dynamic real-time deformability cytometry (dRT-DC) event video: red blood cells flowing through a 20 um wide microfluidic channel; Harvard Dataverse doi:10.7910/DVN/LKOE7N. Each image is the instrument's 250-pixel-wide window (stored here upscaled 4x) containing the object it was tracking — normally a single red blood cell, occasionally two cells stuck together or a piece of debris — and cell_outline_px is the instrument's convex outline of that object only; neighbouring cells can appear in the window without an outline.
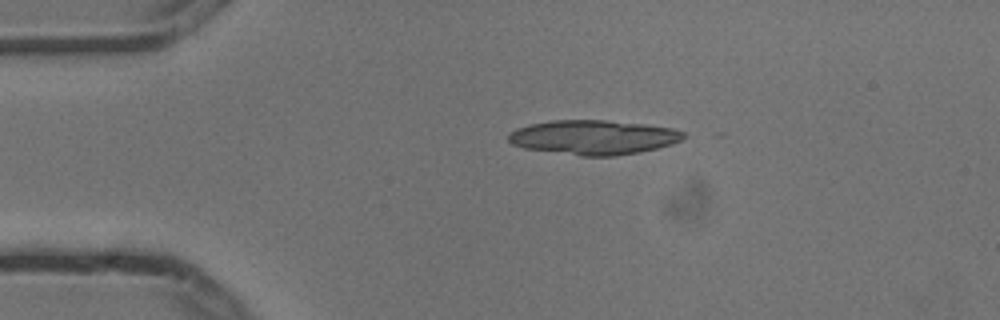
{"species": "common noctule bat (a hibernating species)", "species_latin": "Nyctalus noctula", "temperature_condition": "cold", "stored_images_in_passage": 4, "camera_frame_rate_fps": 3000, "um_per_image_px": 0.085, "animal": {"sex": "male", "body_mass_g": 13.3}, "frame": {"image": 1, "passage_image": 1, "time_ms": 0.0, "image_size_px": [1000, 320], "cell_outline_px": [[684, 136], [680, 140], [672, 144], [640, 152], [616, 156], [580, 156], [524, 148], [512, 144], [508, 140], [508, 132], [516, 128], [528, 124], [552, 120], [604, 120], [644, 124], [672, 128], [684, 132]], "centroid_in_image_um": [50.4, 11.67], "position_along_channel_um": 34.6, "area_um2": 35.26}}
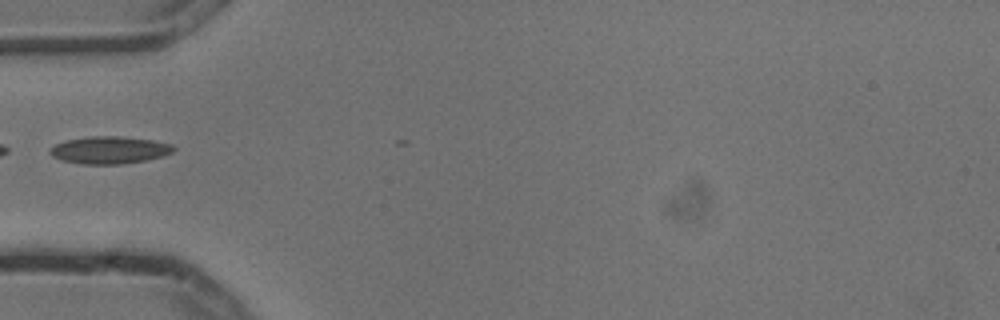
{"frame": {"image": 2, "passage_image": 3, "time_ms": 0.667, "image_size_px": [1000, 320], "cell_outline_px": [[176, 148], [172, 152], [164, 156], [144, 160], [120, 164], [80, 164], [60, 160], [52, 156], [48, 152], [48, 148], [56, 144], [68, 140], [88, 136], [120, 136], [152, 140], [172, 144]], "centroid_in_image_um": [9.28, 12.75], "position_along_channel_um": 75.7, "area_um2": 19.77}}
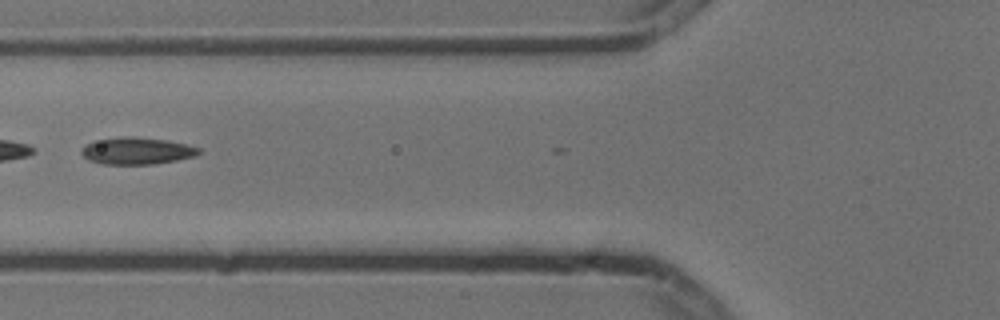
{"frame": {"image": 3, "passage_image": 4, "time_ms": 1.0, "image_size_px": [1000, 320], "cell_outline_px": [[200, 152], [196, 156], [176, 160], [152, 164], [104, 164], [88, 160], [80, 152], [80, 148], [92, 140], [124, 136], [132, 136], [164, 140], [184, 144], [200, 148]], "centroid_in_image_um": [11.57, 12.82], "position_along_channel_um": 114.2, "area_um2": 18.44}}